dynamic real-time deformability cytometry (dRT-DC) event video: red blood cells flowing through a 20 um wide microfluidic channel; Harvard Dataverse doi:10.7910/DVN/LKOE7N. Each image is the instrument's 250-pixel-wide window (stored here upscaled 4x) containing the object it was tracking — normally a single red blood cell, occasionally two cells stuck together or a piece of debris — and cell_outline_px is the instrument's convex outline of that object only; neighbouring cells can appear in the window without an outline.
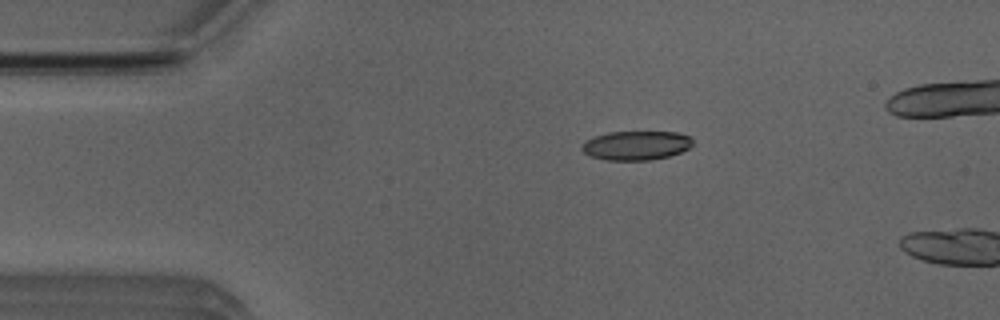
{"species": "Egyptian fruit bat (a non-hibernating species)", "species_latin": "Rousettus aegyptiacus", "temperature_condition": "room temperature", "stored_images_in_passage": 4, "camera_frame_rate_fps": 3000, "um_per_image_px": 0.085, "animal": {"sex": "male"}, "frame": {"image": 1, "passage_image": 1, "time_ms": 0.0, "image_size_px": [1000, 320], "cell_outline_px": [[692, 144], [688, 148], [680, 152], [668, 156], [648, 160], [604, 160], [588, 156], [580, 148], [584, 140], [608, 132], [676, 132], [688, 136], [692, 140]], "centroid_in_image_um": [54.01, 12.36], "position_along_channel_um": 31.0, "area_um2": 18.79}}